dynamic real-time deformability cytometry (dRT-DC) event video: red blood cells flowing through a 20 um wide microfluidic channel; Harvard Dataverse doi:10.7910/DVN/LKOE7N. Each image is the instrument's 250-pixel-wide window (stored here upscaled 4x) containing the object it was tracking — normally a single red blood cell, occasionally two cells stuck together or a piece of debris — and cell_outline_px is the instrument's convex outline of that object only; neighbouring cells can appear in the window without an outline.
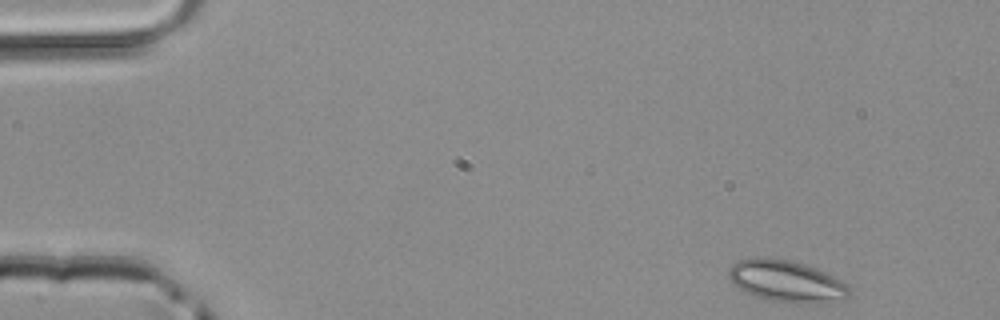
{"species": "common noctule bat (a hibernating species)", "species_latin": "Nyctalus noctula", "temperature_condition": "room temperature", "stored_images_in_passage": 45, "camera_frame_rate_fps": 3000, "um_per_image_px": 0.085, "animal": {"sex": "male", "body_mass_g": 20.4}, "frame": {"image": 1, "passage_image": 1, "time_ms": 0.0, "image_size_px": [1000, 320], "cell_outline_px": [[848, 296], [844, 300], [820, 304], [800, 304], [764, 300], [736, 288], [732, 284], [728, 276], [728, 272], [732, 264], [736, 260], [752, 256], [764, 256], [792, 260], [816, 268], [848, 284]], "centroid_in_image_um": [66.8, 23.9], "position_along_channel_um": 18.2, "area_um2": 30.17}}
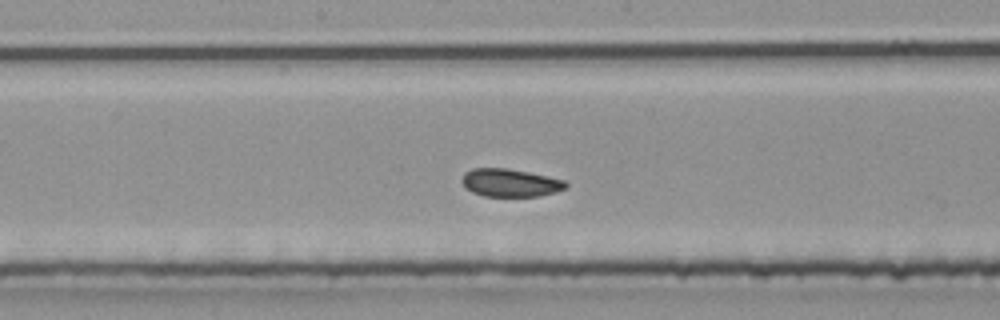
{"frame": {"image": 2, "passage_image": 22, "time_ms": 7.0, "image_size_px": [1000, 320], "cell_outline_px": [[568, 188], [556, 192], [540, 196], [484, 196], [472, 192], [464, 188], [460, 180], [464, 172], [472, 168], [508, 168], [548, 176], [564, 180], [568, 184]], "centroid_in_image_um": [43.35, 15.53], "position_along_channel_um": 204.9, "area_um2": 17.17}}
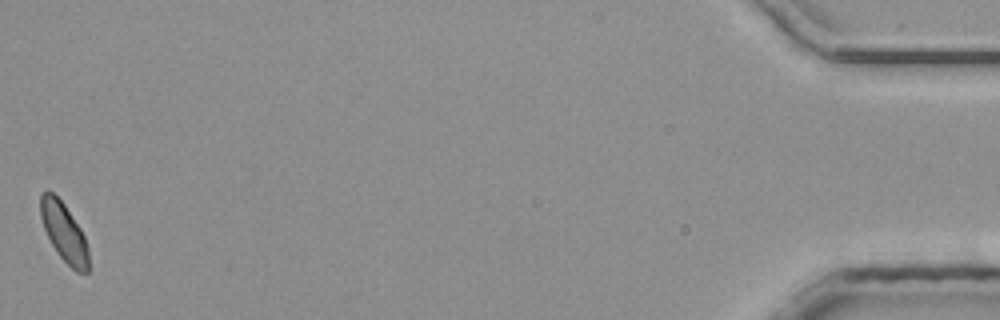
{"frame": {"image": 3, "passage_image": 45, "time_ms": 14.667, "image_size_px": [1000, 320], "cell_outline_px": [[88, 272], [76, 272], [56, 252], [44, 228], [40, 216], [40, 192], [52, 192], [64, 204], [80, 228], [84, 236], [88, 248]], "centroid_in_image_um": [5.43, 19.74], "position_along_channel_um": 429.8, "area_um2": 16.18}}